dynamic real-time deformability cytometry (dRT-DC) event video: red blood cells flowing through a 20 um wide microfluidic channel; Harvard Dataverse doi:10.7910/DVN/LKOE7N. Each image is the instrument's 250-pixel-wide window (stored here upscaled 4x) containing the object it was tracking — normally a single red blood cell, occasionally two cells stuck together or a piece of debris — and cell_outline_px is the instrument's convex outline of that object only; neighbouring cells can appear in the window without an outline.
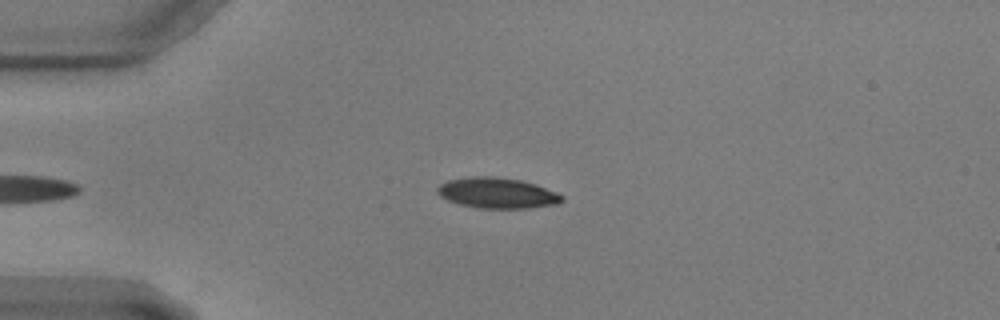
{"species": "common noctule bat (a hibernating species)", "species_latin": "Nyctalus noctula", "temperature_condition": "warm", "stored_images_in_passage": 41, "camera_frame_rate_fps": 3000, "um_per_image_px": 0.085, "animal": {"sex": "male", "body_mass_g": 17.9, "forearm_length_mm": 54.2}, "frame": {"image": 1, "passage_image": 2, "time_ms": 0.333, "image_size_px": [1000, 320], "cell_outline_px": [[564, 200], [560, 204], [528, 208], [476, 208], [460, 204], [448, 200], [440, 196], [436, 192], [436, 188], [440, 184], [448, 180], [472, 176], [492, 176], [520, 180], [536, 184], [556, 192], [564, 196]], "centroid_in_image_um": [42.27, 16.41], "position_along_channel_um": 42.7, "area_um2": 22.37}}
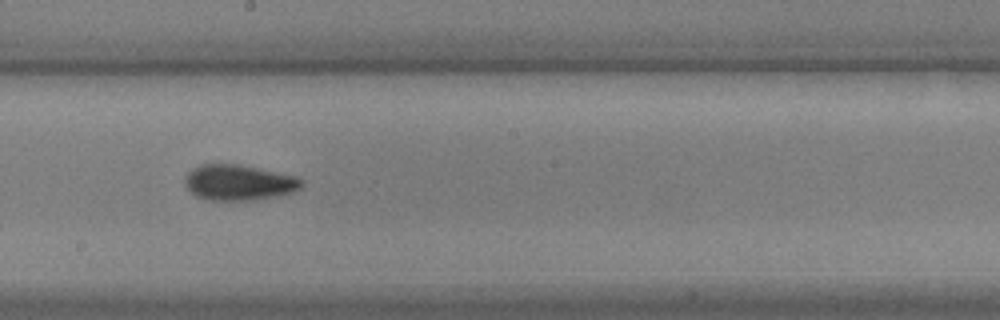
{"frame": {"image": 2, "passage_image": 20, "time_ms": 6.333, "image_size_px": [1000, 320], "cell_outline_px": [[304, 184], [300, 188], [292, 192], [276, 196], [256, 200], [204, 200], [196, 196], [184, 184], [184, 176], [192, 168], [200, 164], [240, 164], [296, 176], [304, 180]], "centroid_in_image_um": [20.29, 15.51], "position_along_channel_um": 227.9, "area_um2": 24.45}}
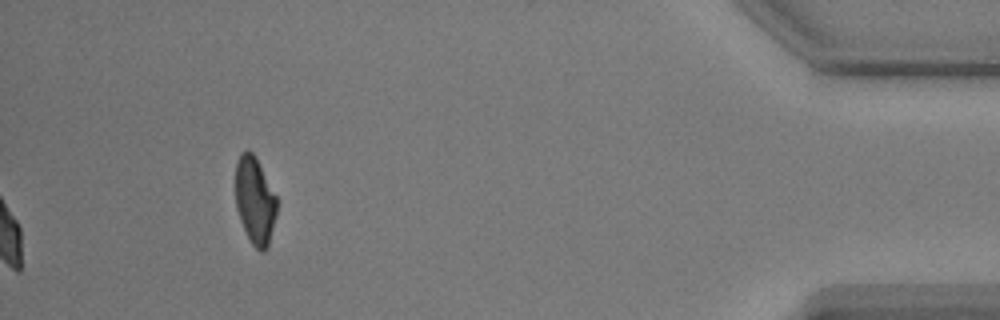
{"frame": {"image": 3, "passage_image": 41, "time_ms": 13.333, "image_size_px": [1000, 320], "cell_outline_px": [[276, 216], [268, 248], [264, 252], [260, 252], [252, 244], [240, 220], [236, 208], [236, 164], [240, 152], [248, 148], [256, 156], [276, 196]], "centroid_in_image_um": [21.67, 17.03], "position_along_channel_um": 413.5, "area_um2": 21.1}}